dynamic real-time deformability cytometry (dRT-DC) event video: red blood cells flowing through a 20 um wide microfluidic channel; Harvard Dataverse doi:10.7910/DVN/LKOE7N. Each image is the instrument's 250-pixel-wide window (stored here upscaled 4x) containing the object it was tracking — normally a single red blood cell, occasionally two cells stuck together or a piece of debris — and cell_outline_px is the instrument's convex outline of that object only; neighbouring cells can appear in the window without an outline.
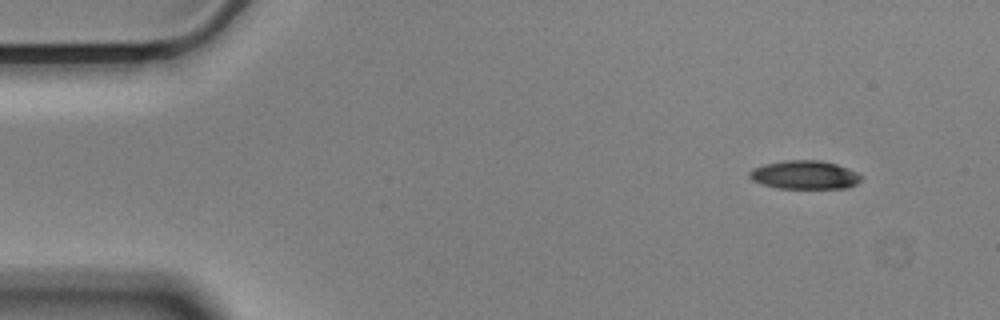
{"species": "Egyptian fruit bat (a non-hibernating species)", "species_latin": "Rousettus aegyptiacus", "temperature_condition": "cold", "stored_images_in_passage": 11, "camera_frame_rate_fps": 3000, "um_per_image_px": 0.085, "animal": {"sex": "male"}, "frame": {"image": 1, "passage_image": 1, "time_ms": 0.0, "image_size_px": [1000, 320], "cell_outline_px": [[860, 180], [856, 184], [848, 188], [776, 188], [752, 180], [748, 176], [748, 172], [752, 168], [764, 164], [784, 160], [820, 160], [836, 164], [848, 168], [856, 172], [860, 176]], "centroid_in_image_um": [68.36, 14.86], "position_along_channel_um": 16.6, "area_um2": 18.55}}